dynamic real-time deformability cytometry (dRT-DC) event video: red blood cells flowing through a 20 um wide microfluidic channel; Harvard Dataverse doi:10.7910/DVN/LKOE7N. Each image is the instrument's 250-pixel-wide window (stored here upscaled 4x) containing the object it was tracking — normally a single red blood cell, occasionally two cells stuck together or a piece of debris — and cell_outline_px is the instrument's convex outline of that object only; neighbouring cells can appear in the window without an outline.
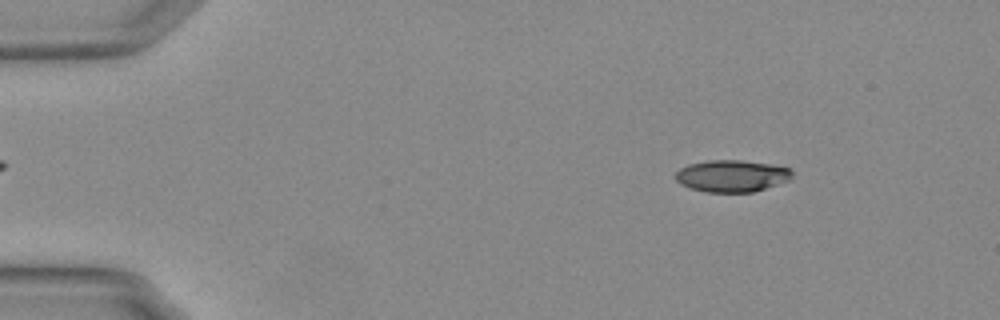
{"species": "Egyptian fruit bat (a non-hibernating species)", "species_latin": "Rousettus aegyptiacus", "temperature_condition": "warm", "stored_images_in_passage": 54, "camera_frame_rate_fps": 3000, "um_per_image_px": 0.085, "animal": {"sex": "female"}, "frame": {"image": 1, "passage_image": 7, "time_ms": 2.0, "image_size_px": [1000, 320], "cell_outline_px": [[792, 172], [788, 180], [752, 192], [704, 192], [680, 184], [676, 180], [676, 172], [680, 168], [688, 164], [708, 160], [740, 160], [772, 164], [792, 168]], "centroid_in_image_um": [62.18, 14.94], "position_along_channel_um": 22.8, "area_um2": 21.56}}
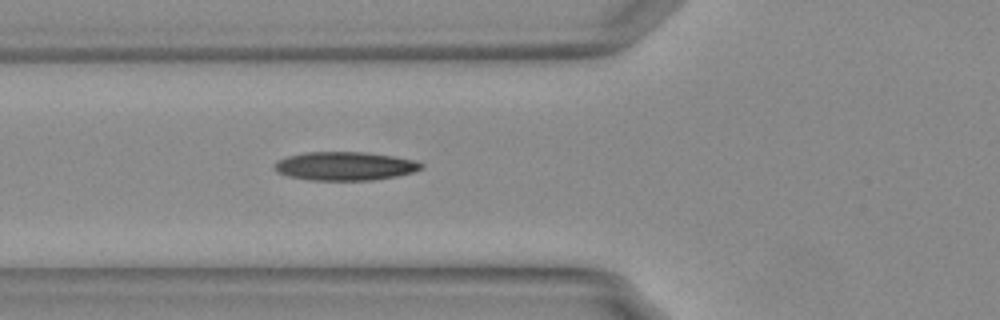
{"frame": {"image": 2, "passage_image": 20, "time_ms": 6.333, "image_size_px": [1000, 320], "cell_outline_px": [[424, 164], [420, 168], [412, 172], [396, 176], [372, 180], [308, 180], [288, 176], [276, 172], [276, 164], [280, 160], [288, 156], [308, 152], [364, 152], [392, 156], [412, 160]], "centroid_in_image_um": [29.31, 14.12], "position_along_channel_um": 96.5, "area_um2": 24.04}}
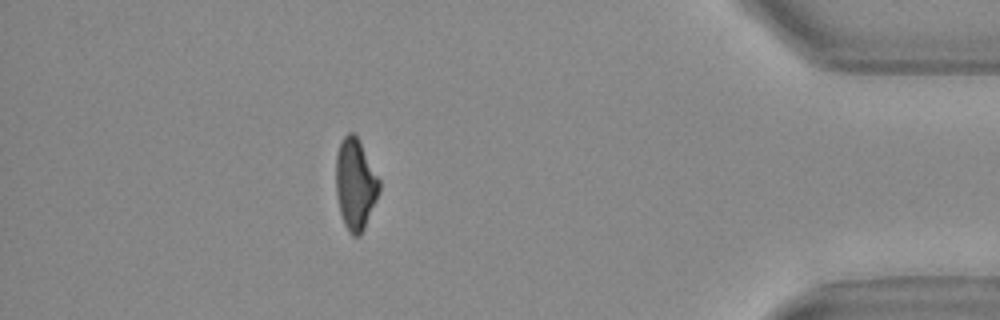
{"frame": {"image": 3, "passage_image": 48, "time_ms": 15.667, "image_size_px": [1000, 320], "cell_outline_px": [[380, 188], [376, 200], [364, 228], [356, 236], [352, 236], [348, 232], [344, 224], [340, 212], [336, 192], [336, 156], [340, 144], [344, 136], [348, 132], [352, 132], [356, 136], [380, 180]], "centroid_in_image_um": [30.19, 15.66], "position_along_channel_um": 405.0, "area_um2": 22.54}, "authors_computed_cell_mechanics": {"area_um2": 23.5246, "velocity_mm_per_s": 3.7727, "shape_relaxation_time_tau1_ms": 10.0351, "shape_relaxation_time_tau2_ms": 2.1459, "deformation_change_tau1": 0.2622, "deformation_change_tau2": 0.1041}}